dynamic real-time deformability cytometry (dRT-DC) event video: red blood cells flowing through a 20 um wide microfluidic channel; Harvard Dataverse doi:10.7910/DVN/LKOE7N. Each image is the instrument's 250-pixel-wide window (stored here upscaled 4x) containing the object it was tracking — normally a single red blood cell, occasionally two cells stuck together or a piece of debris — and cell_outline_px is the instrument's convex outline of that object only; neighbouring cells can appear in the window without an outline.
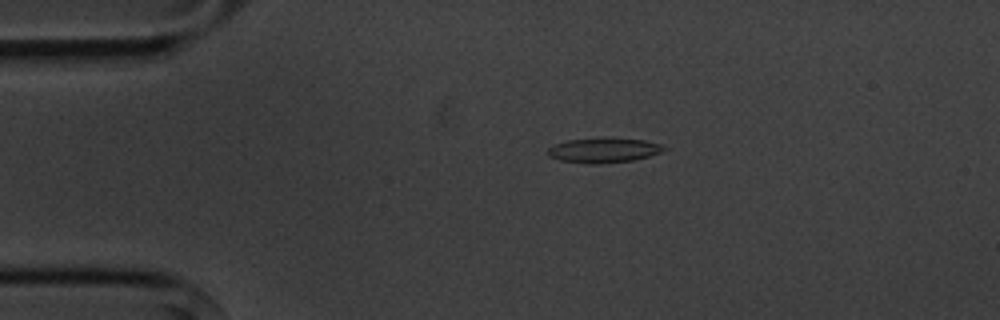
{"species": "common noctule bat (a hibernating species)", "species_latin": "Nyctalus noctula", "temperature_condition": "cold", "stored_images_in_passage": 7, "camera_frame_rate_fps": 3000, "um_per_image_px": 0.085, "animal": {"sex": "male", "body_mass_g": 20.1, "forearm_length_mm": 53.5}, "frame": {"image": 1, "passage_image": 1, "time_ms": 0.0, "image_size_px": [1000, 320], "cell_outline_px": [[668, 148], [660, 152], [648, 156], [632, 160], [596, 164], [588, 164], [560, 160], [548, 156], [548, 148], [556, 144], [568, 140], [644, 140], [660, 144]], "centroid_in_image_um": [51.29, 12.81], "position_along_channel_um": 33.7, "area_um2": 15.9}}
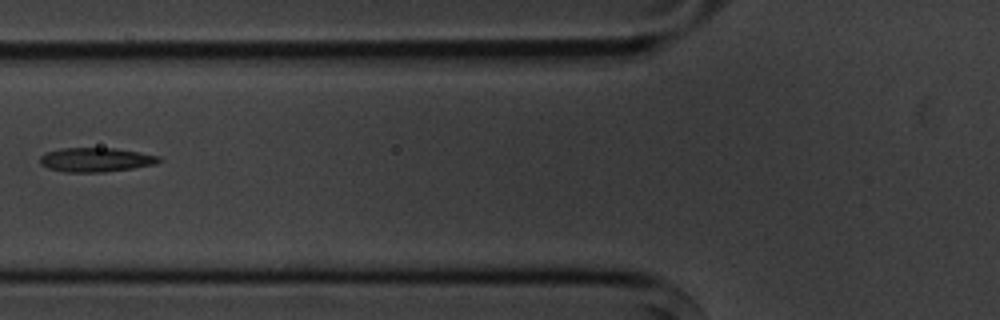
{"frame": {"image": 2, "passage_image": 4, "time_ms": 3.333, "image_size_px": [1000, 320], "cell_outline_px": [[160, 160], [156, 164], [132, 168], [104, 172], [64, 172], [48, 168], [40, 164], [40, 156], [44, 152], [64, 148], [116, 148], [160, 156]], "centroid_in_image_um": [8.11, 13.58], "position_along_channel_um": 117.7, "area_um2": 16.76}}
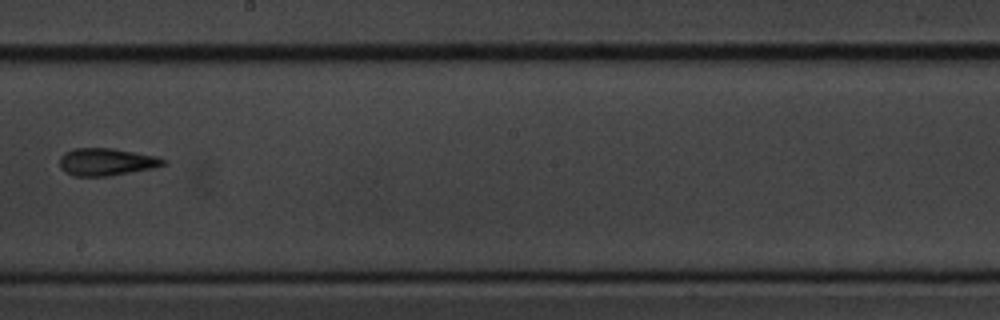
{"frame": {"image": 3, "passage_image": 7, "time_ms": 6.667, "image_size_px": [1000, 320], "cell_outline_px": [[168, 164], [152, 168], [108, 176], [76, 176], [64, 172], [60, 168], [60, 156], [64, 152], [72, 148], [112, 148], [156, 156], [168, 160]], "centroid_in_image_um": [9.03, 13.75], "position_along_channel_um": 239.2, "area_um2": 16.65}}